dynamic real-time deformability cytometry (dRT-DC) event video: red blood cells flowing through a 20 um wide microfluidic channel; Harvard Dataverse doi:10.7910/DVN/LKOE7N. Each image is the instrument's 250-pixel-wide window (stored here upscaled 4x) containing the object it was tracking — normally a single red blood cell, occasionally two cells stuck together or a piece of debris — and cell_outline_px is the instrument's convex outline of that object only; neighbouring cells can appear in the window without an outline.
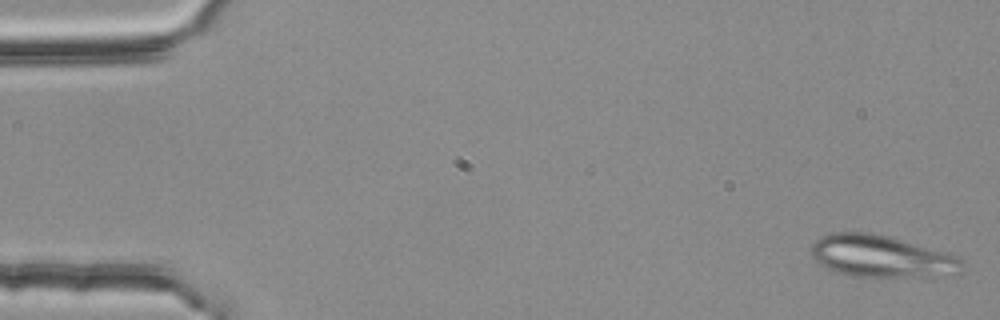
{"species": "common noctule bat (a hibernating species)", "species_latin": "Nyctalus noctula", "temperature_condition": "room temperature", "stored_images_in_passage": 52, "segment_of_instrument_passage": [1, 2], "camera_frame_rate_fps": 3000, "um_per_image_px": 0.085, "animal": {"sex": "female", "body_mass_g": 25.1}, "frame": {"image": 1, "passage_image": 1, "time_ms": 0.0, "image_size_px": [1000, 320], "cell_outline_px": [[964, 264], [960, 272], [936, 276], [852, 276], [828, 268], [820, 264], [812, 256], [812, 244], [816, 240], [832, 232], [872, 232], [888, 236], [948, 252], [964, 260]], "centroid_in_image_um": [74.95, 21.77], "position_along_channel_um": 10.0, "area_um2": 36.59}}